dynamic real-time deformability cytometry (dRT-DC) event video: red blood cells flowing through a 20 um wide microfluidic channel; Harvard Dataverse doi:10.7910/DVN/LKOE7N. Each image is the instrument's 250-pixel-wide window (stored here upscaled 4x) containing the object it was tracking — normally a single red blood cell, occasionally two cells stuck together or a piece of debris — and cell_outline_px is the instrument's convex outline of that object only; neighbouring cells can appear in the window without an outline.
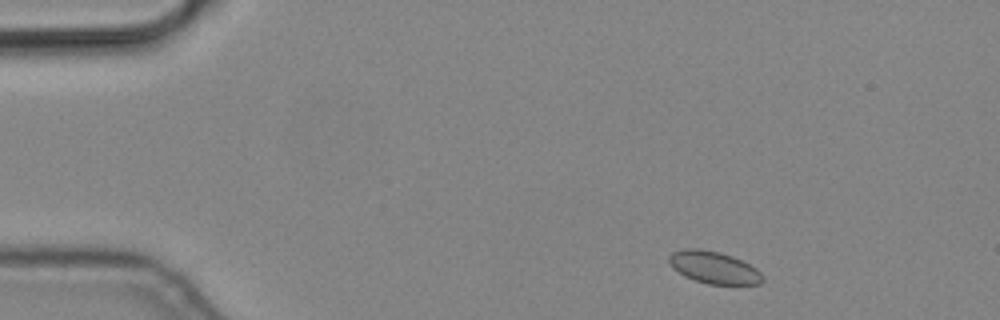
{"species": "common noctule bat (a hibernating species)", "species_latin": "Nyctalus noctula", "temperature_condition": "cold", "stored_images_in_passage": 7, "camera_frame_rate_fps": 3000, "um_per_image_px": 0.085, "animal": {"sex": "male", "body_mass_g": 19.2, "forearm_length_mm": 51.8}, "frame": {"image": 1, "passage_image": 1, "time_ms": 0.0, "image_size_px": [1000, 320], "cell_outline_px": [[764, 280], [760, 284], [708, 284], [684, 276], [672, 268], [668, 260], [668, 256], [672, 252], [688, 248], [700, 248], [720, 252], [732, 256], [756, 268], [764, 276]], "centroid_in_image_um": [60.66, 22.73], "position_along_channel_um": 24.3, "area_um2": 17.57}}
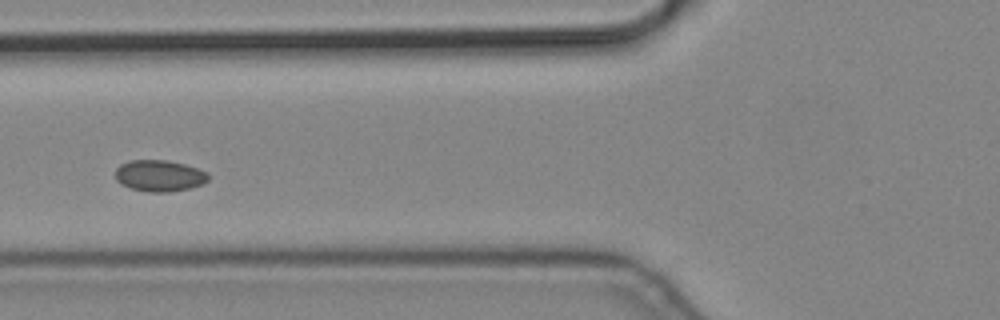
{"frame": {"image": 2, "passage_image": 5, "time_ms": 1.333, "image_size_px": [1000, 320], "cell_outline_px": [[208, 180], [204, 184], [192, 188], [168, 192], [148, 192], [132, 188], [120, 184], [116, 180], [116, 168], [120, 164], [128, 160], [164, 160], [184, 164], [208, 172]], "centroid_in_image_um": [13.55, 14.94], "position_along_channel_um": 112.2, "area_um2": 17.11}}
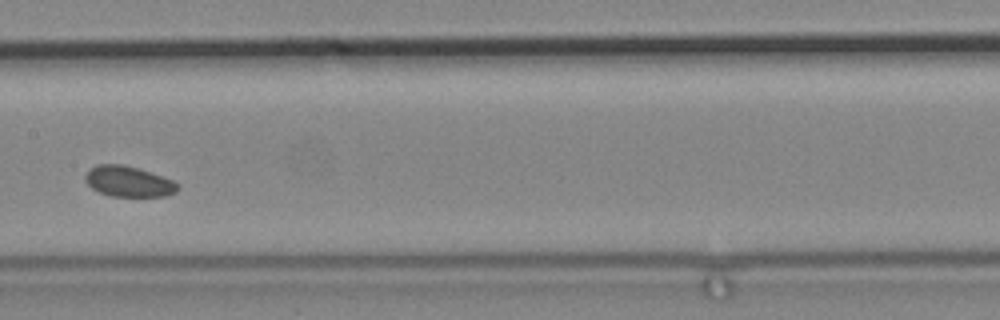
{"frame": {"image": 3, "passage_image": 7, "time_ms": 2.0, "image_size_px": [1000, 320], "cell_outline_px": [[180, 188], [176, 192], [168, 196], [112, 196], [100, 192], [92, 188], [84, 180], [84, 176], [88, 168], [96, 164], [120, 164], [136, 168], [172, 180], [180, 184]], "centroid_in_image_um": [10.9, 15.43], "position_along_channel_um": 196.5, "area_um2": 16.47}}